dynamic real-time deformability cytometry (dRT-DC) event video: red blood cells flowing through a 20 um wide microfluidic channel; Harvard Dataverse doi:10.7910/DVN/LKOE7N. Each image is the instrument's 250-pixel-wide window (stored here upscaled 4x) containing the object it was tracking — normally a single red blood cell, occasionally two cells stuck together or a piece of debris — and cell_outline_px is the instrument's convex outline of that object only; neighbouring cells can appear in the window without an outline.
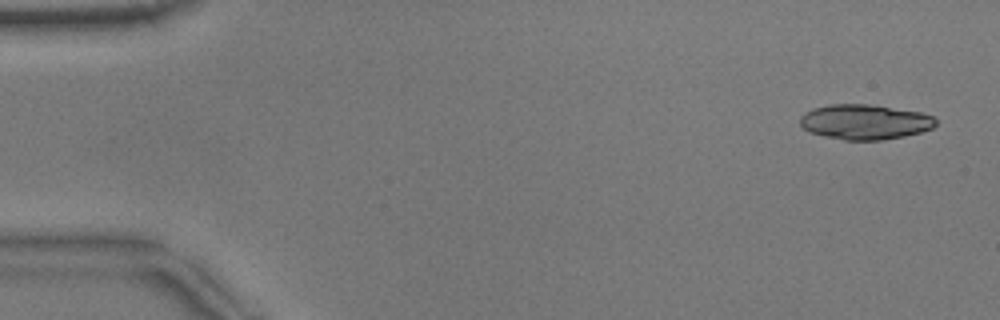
{"species": "common noctule bat (a hibernating species)", "species_latin": "Nyctalus noctula", "temperature_condition": "warm", "stored_images_in_passage": 51, "camera_frame_rate_fps": 3000, "um_per_image_px": 0.085, "animal": {"sex": "male", "body_mass_g": 17.9}, "frame": {"image": 1, "passage_image": 2, "time_ms": 0.333, "image_size_px": [1000, 320], "cell_outline_px": [[936, 124], [932, 128], [920, 132], [904, 136], [880, 140], [844, 140], [824, 136], [808, 132], [800, 124], [800, 116], [804, 112], [812, 108], [832, 104], [868, 104], [920, 112], [932, 116], [936, 120]], "centroid_in_image_um": [73.47, 10.36], "position_along_channel_um": 11.5, "area_um2": 27.69}}
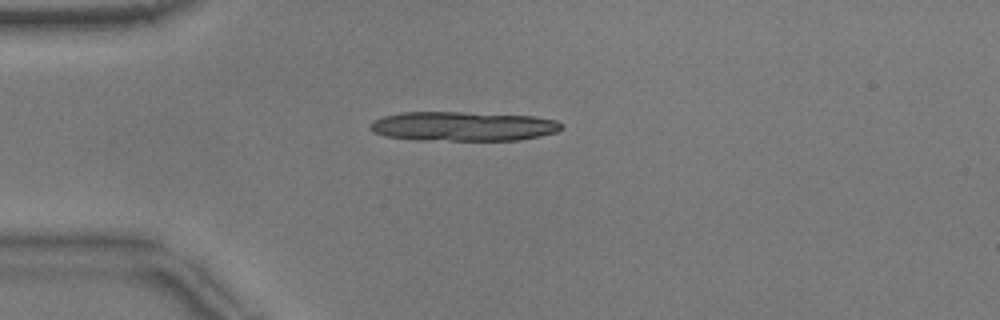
{"frame": {"image": 2, "passage_image": 13, "time_ms": 4.0, "image_size_px": [1000, 320], "cell_outline_px": [[564, 128], [556, 132], [540, 136], [520, 140], [416, 140], [384, 136], [372, 132], [368, 128], [368, 124], [372, 120], [384, 116], [404, 112], [460, 112], [532, 116], [556, 120], [564, 124]], "centroid_in_image_um": [39.33, 10.74], "position_along_channel_um": 45.7, "area_um2": 33.06}, "authors_computed_cell_mechanics": {"area_um2": 18.496, "velocity_mm_per_s": 3.8553, "shape_relaxation_time_tau1_ms": 5.4082, "shape_relaxation_time_tau2_ms": 3.0554, "deformation_change_tau1": 0.1811, "deformation_change_tau2": 0.1065}}